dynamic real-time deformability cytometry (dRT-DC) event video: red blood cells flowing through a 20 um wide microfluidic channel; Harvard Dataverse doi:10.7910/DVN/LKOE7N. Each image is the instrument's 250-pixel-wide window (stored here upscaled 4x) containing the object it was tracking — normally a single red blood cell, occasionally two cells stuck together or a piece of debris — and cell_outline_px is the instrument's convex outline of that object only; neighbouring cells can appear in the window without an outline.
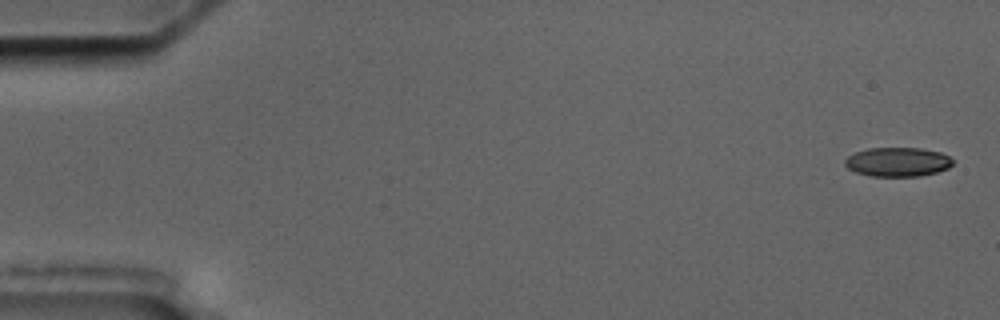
{"species": "common noctule bat (a hibernating species)", "species_latin": "Nyctalus noctula", "temperature_condition": "cold", "stored_images_in_passage": 9, "camera_frame_rate_fps": 3000, "um_per_image_px": 0.085, "animal": {"sex": "male", "body_mass_g": 17.5, "forearm_length_mm": 52.3}, "frame": {"image": 1, "passage_image": 1, "time_ms": 0.0, "image_size_px": [1000, 320], "cell_outline_px": [[952, 164], [948, 168], [936, 172], [920, 176], [872, 176], [856, 172], [848, 168], [844, 164], [844, 160], [848, 156], [856, 152], [868, 148], [920, 148], [940, 152], [948, 156], [952, 160]], "centroid_in_image_um": [76.28, 13.76], "position_along_channel_um": 8.7, "area_um2": 18.21}}
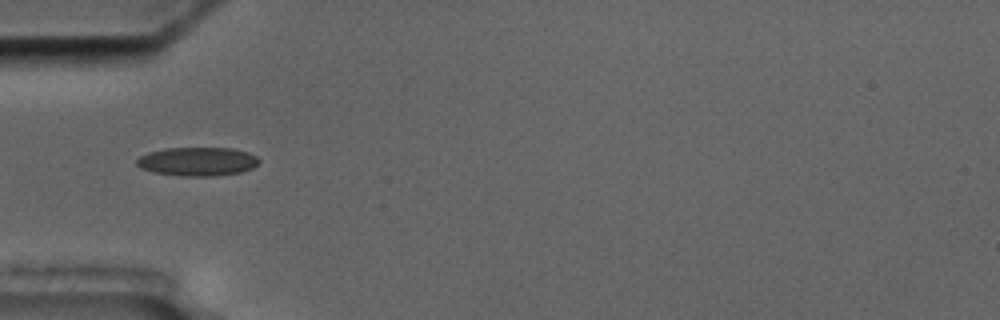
{"frame": {"image": 2, "passage_image": 6, "time_ms": 5.667, "image_size_px": [1000, 320], "cell_outline_px": [[260, 160], [252, 168], [240, 172], [216, 176], [180, 176], [152, 172], [140, 168], [136, 164], [136, 160], [140, 156], [148, 152], [164, 148], [232, 148], [248, 152], [256, 156]], "centroid_in_image_um": [16.76, 13.73], "position_along_channel_um": 68.2, "area_um2": 20.58}}
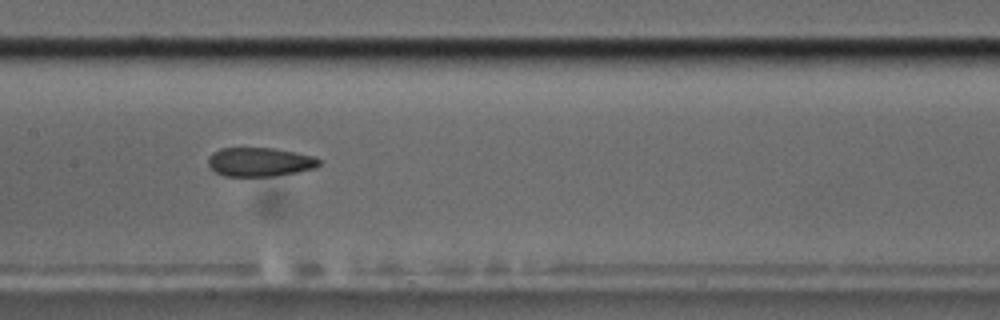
{"frame": {"image": 3, "passage_image": 9, "time_ms": 9.0, "image_size_px": [1000, 320], "cell_outline_px": [[320, 164], [316, 168], [296, 172], [272, 176], [224, 176], [216, 172], [208, 164], [208, 156], [212, 152], [220, 148], [272, 148], [296, 152], [312, 156], [320, 160]], "centroid_in_image_um": [22.06, 13.76], "position_along_channel_um": 185.3, "area_um2": 18.67}}